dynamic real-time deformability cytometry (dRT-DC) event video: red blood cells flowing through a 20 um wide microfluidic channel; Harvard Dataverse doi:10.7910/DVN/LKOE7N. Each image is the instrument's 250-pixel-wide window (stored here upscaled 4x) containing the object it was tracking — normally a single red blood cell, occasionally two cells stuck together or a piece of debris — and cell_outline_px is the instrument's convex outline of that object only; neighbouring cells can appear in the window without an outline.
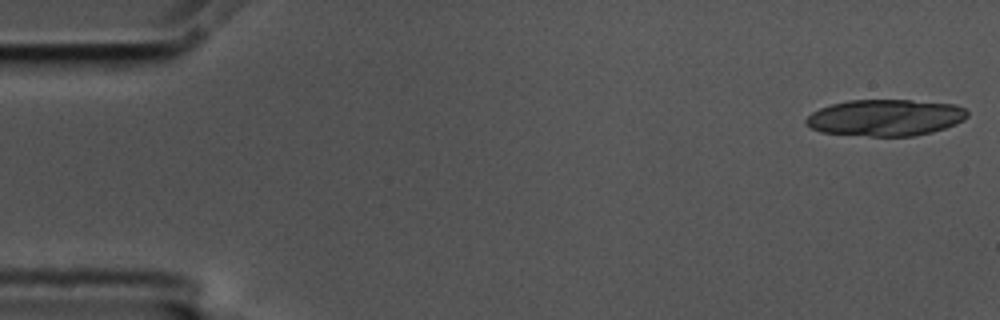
{"species": "common noctule bat (a hibernating species)", "species_latin": "Nyctalus noctula", "temperature_condition": "cold", "stored_images_in_passage": 18, "camera_frame_rate_fps": 3000, "um_per_image_px": 0.085, "animal": {"sex": "male", "body_mass_g": 17.5, "forearm_length_mm": 52.3}, "frame": {"image": 1, "passage_image": 1, "time_ms": 0.0, "image_size_px": [1000, 320], "cell_outline_px": [[968, 116], [964, 120], [956, 124], [932, 132], [916, 136], [868, 136], [820, 132], [804, 124], [804, 120], [812, 112], [820, 108], [832, 104], [848, 100], [912, 100], [956, 104], [964, 108], [968, 112]], "centroid_in_image_um": [75.27, 10.0], "position_along_channel_um": 9.7, "area_um2": 34.56}}